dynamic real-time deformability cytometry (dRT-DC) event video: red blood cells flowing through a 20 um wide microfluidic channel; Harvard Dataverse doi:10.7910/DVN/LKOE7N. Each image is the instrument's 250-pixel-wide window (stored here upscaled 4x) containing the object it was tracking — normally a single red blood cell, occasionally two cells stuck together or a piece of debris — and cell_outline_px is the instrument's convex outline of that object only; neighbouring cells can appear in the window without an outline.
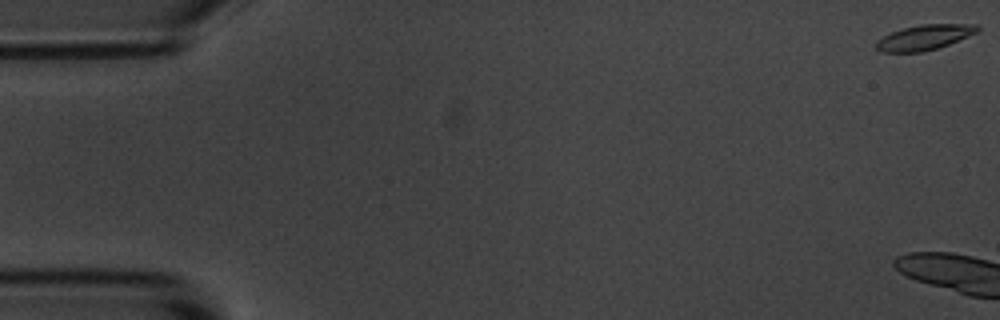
{"species": "common noctule bat (a hibernating species)", "species_latin": "Nyctalus noctula", "temperature_condition": "room temperature", "stored_images_in_passage": 3, "camera_frame_rate_fps": 3000, "um_per_image_px": 0.085, "animal": {"sex": "male", "body_mass_g": 20.1, "forearm_length_mm": 53.5}, "frame": {"image": 1, "passage_image": 1, "time_ms": 0.0, "image_size_px": [1000, 320], "cell_outline_px": [[980, 32], [948, 44], [936, 48], [920, 52], [880, 52], [876, 48], [876, 40], [892, 32], [904, 28], [920, 24], [976, 24], [980, 28]], "centroid_in_image_um": [78.59, 3.17], "position_along_channel_um": 6.4, "area_um2": 14.8}}